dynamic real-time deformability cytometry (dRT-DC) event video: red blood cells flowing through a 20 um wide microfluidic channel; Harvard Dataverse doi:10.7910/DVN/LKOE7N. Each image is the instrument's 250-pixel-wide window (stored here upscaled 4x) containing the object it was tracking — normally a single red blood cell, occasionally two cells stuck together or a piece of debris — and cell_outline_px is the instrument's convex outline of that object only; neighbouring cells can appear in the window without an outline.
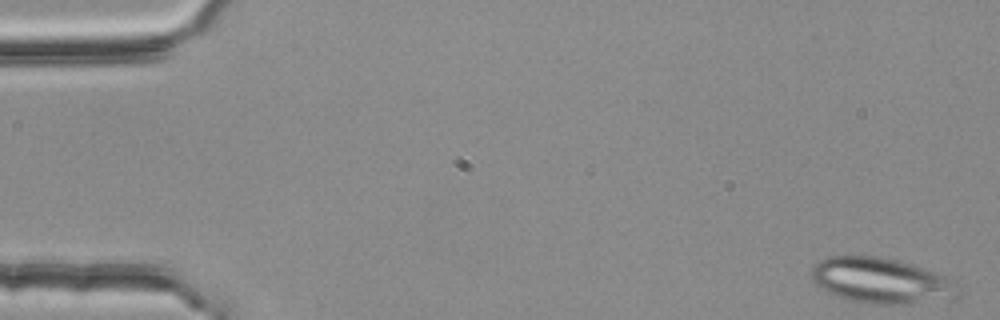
{"species": "common noctule bat (a hibernating species)", "species_latin": "Nyctalus noctula", "temperature_condition": "room temperature", "stored_images_in_passage": 51, "segment_of_instrument_passage": [1, 2], "camera_frame_rate_fps": 3000, "um_per_image_px": 0.085, "animal": {"sex": "female", "body_mass_g": 25.1}, "frame": {"image": 1, "passage_image": 1, "time_ms": 0.0, "image_size_px": [1000, 320], "cell_outline_px": [[960, 296], [956, 300], [904, 304], [868, 304], [852, 300], [828, 292], [816, 284], [812, 280], [812, 268], [820, 260], [828, 256], [876, 256], [908, 264], [944, 276], [948, 280]], "centroid_in_image_um": [74.87, 23.88], "position_along_channel_um": 10.1, "area_um2": 38.21}}